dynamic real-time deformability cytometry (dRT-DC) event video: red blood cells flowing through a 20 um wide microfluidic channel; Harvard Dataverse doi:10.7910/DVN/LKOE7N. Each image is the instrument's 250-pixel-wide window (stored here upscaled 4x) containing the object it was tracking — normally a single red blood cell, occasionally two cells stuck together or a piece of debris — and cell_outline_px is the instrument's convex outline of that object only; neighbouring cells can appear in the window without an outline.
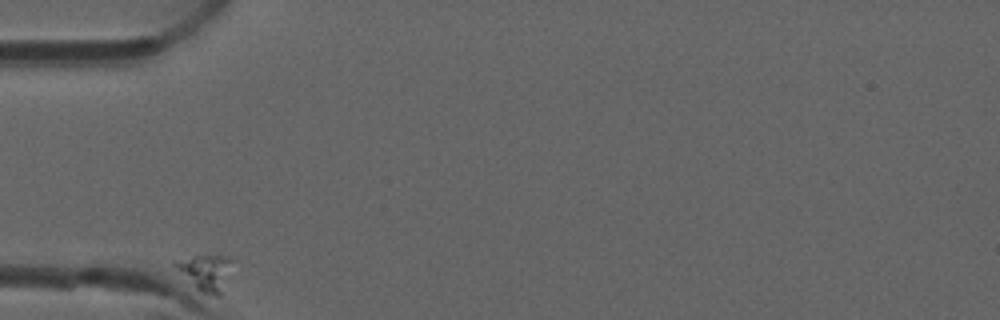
{"species": "common noctule bat (a hibernating species)", "species_latin": "Nyctalus noctula", "temperature_condition": "room temperature", "stored_images_in_passage": 35, "camera_frame_rate_fps": 3000, "um_per_image_px": 0.085, "animal": {"sex": "male", "forearm_length_mm": 52.5}, "frame": {"image": 1, "passage_image": 1, "time_ms": 0.0, "image_size_px": [1000, 320], "cell_outline_px": [[236, 260], [220, 296], [216, 296], [204, 292], [196, 288], [176, 264], [176, 260], [196, 256], [228, 256]], "centroid_in_image_um": [17.64, 23.14], "position_along_channel_um": 67.4, "area_um2": 11.44}}